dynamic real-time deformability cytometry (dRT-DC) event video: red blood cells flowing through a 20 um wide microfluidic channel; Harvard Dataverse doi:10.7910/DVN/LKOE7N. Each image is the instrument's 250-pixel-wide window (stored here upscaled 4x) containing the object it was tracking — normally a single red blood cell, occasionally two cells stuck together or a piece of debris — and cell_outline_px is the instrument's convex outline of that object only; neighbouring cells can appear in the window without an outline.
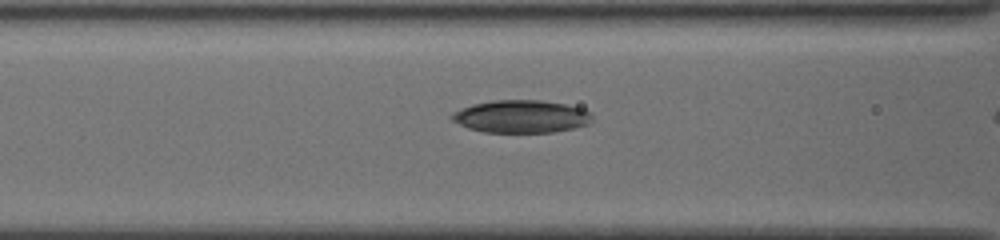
{"species": "common noctule bat (a hibernating species)", "species_latin": "Nyctalus noctula", "temperature_condition": "cold", "stored_images_in_passage": 7, "camera_frame_rate_fps": 3000, "um_per_image_px": 0.085, "animal": {"sex": "female", "body_mass_g": 19.5, "forearm_length_mm": 54.1}, "frame": {"image": 1, "passage_image": 6, "time_ms": 1.667, "image_size_px": [1000, 240], "cell_outline_px": [[592, 120], [588, 124], [572, 128], [552, 132], [484, 132], [468, 128], [452, 120], [448, 116], [452, 112], [472, 104], [492, 100], [540, 100], [564, 104], [580, 108], [592, 112]], "centroid_in_image_um": [44.27, 9.89], "position_along_channel_um": 122.3, "area_um2": 26.7}}